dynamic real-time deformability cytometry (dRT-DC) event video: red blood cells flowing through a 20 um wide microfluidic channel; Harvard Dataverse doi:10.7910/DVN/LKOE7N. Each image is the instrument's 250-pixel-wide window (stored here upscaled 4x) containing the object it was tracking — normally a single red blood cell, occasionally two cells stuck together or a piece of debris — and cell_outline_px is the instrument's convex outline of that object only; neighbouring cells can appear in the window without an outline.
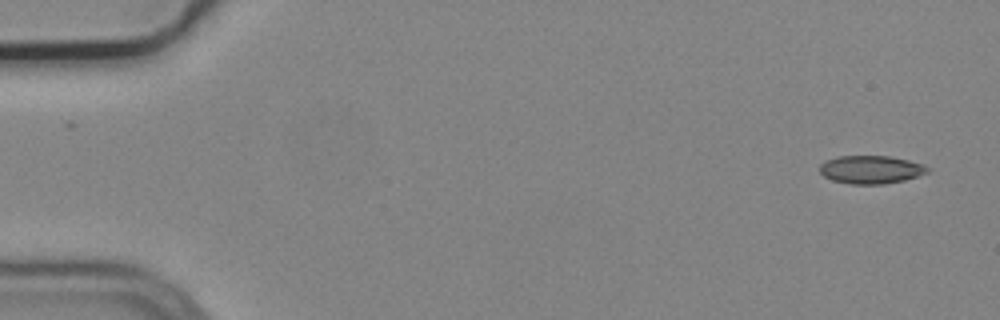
{"species": "common noctule bat (a hibernating species)", "species_latin": "Nyctalus noctula", "temperature_condition": "cold", "stored_images_in_passage": 3, "camera_frame_rate_fps": 3000, "um_per_image_px": 0.085, "animal": {"sex": "male", "body_mass_g": 19.2, "forearm_length_mm": 51.8}, "frame": {"image": 1, "passage_image": 3, "time_ms": 0.667, "image_size_px": [1000, 320], "cell_outline_px": [[932, 168], [928, 172], [904, 180], [884, 184], [852, 184], [832, 180], [824, 176], [820, 172], [820, 164], [824, 160], [840, 156], [892, 156], [924, 164]], "centroid_in_image_um": [74.04, 14.4], "position_along_channel_um": 11.0, "area_um2": 17.74}}